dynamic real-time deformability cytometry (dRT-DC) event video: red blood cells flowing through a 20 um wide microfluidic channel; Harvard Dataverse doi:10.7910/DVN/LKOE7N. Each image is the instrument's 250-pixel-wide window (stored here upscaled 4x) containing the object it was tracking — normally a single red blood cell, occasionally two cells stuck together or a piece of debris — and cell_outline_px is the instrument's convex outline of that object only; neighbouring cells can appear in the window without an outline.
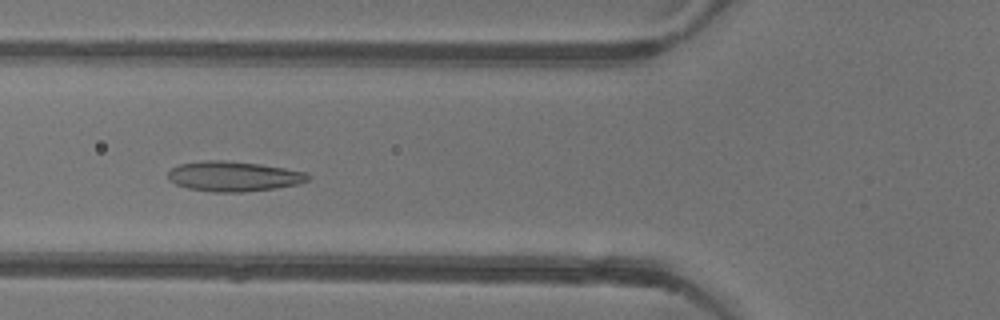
{"species": "common noctule bat (a hibernating species)", "species_latin": "Nyctalus noctula", "temperature_condition": "warm", "stored_images_in_passage": 52, "camera_frame_rate_fps": 3000, "um_per_image_px": 0.085, "animal": {"sex": "female"}, "frame": {"image": 1, "passage_image": 19, "time_ms": 6.0, "image_size_px": [1000, 320], "cell_outline_px": [[312, 176], [308, 180], [296, 184], [276, 188], [244, 192], [212, 192], [188, 188], [176, 184], [168, 180], [168, 172], [172, 168], [180, 164], [204, 160], [224, 160], [260, 164], [308, 172]], "centroid_in_image_um": [19.86, 14.98], "position_along_channel_um": 105.9, "area_um2": 24.57}}
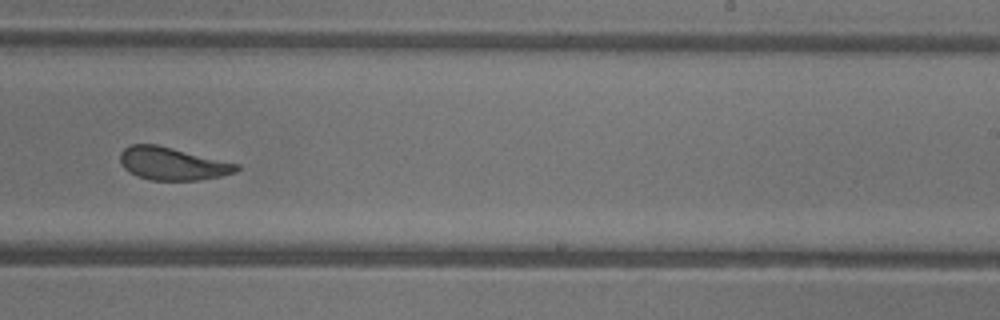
{"frame": {"image": 2, "passage_image": 32, "time_ms": 10.333, "image_size_px": [1000, 320], "cell_outline_px": [[240, 168], [236, 172], [220, 176], [200, 180], [152, 180], [136, 176], [124, 168], [120, 164], [120, 152], [124, 148], [132, 144], [156, 144], [240, 164]], "centroid_in_image_um": [14.65, 13.91], "position_along_channel_um": 274.4, "area_um2": 22.25}}
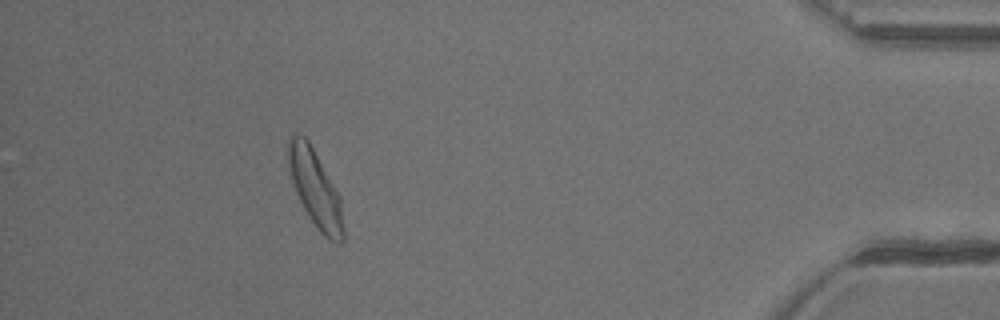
{"frame": {"image": 3, "passage_image": 47, "time_ms": 15.333, "image_size_px": [1000, 320], "cell_outline_px": [[344, 240], [340, 244], [336, 244], [324, 236], [320, 232], [308, 216], [296, 192], [292, 180], [288, 164], [288, 136], [292, 132], [296, 132], [304, 136], [308, 140], [340, 196], [344, 228]], "centroid_in_image_um": [26.8, 16.04], "position_along_channel_um": 408.4, "area_um2": 24.68}, "authors_computed_cell_mechanics": {"area_um2": 24.0159, "velocity_mm_per_s": 3.8819, "shape_relaxation_time_tau1_ms": 4.0519, "shape_relaxation_time_tau2_ms": 1.1906, "deformation_change_tau1": 0.1399, "deformation_change_tau2": 0.0811}}